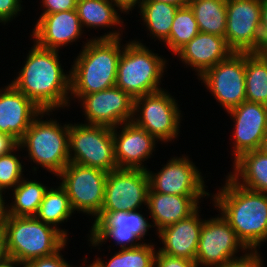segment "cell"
Segmentation results:
<instances>
[{
    "mask_svg": "<svg viewBox=\"0 0 267 267\" xmlns=\"http://www.w3.org/2000/svg\"><path fill=\"white\" fill-rule=\"evenodd\" d=\"M59 58L58 50L44 49L34 42L18 76L11 81L43 111L70 106V70L65 74Z\"/></svg>",
    "mask_w": 267,
    "mask_h": 267,
    "instance_id": "1",
    "label": "cell"
},
{
    "mask_svg": "<svg viewBox=\"0 0 267 267\" xmlns=\"http://www.w3.org/2000/svg\"><path fill=\"white\" fill-rule=\"evenodd\" d=\"M225 178L226 183L211 196L213 206L249 250H258L267 241V193L243 188L228 175Z\"/></svg>",
    "mask_w": 267,
    "mask_h": 267,
    "instance_id": "2",
    "label": "cell"
},
{
    "mask_svg": "<svg viewBox=\"0 0 267 267\" xmlns=\"http://www.w3.org/2000/svg\"><path fill=\"white\" fill-rule=\"evenodd\" d=\"M86 41L70 68V101L116 85L122 39Z\"/></svg>",
    "mask_w": 267,
    "mask_h": 267,
    "instance_id": "3",
    "label": "cell"
},
{
    "mask_svg": "<svg viewBox=\"0 0 267 267\" xmlns=\"http://www.w3.org/2000/svg\"><path fill=\"white\" fill-rule=\"evenodd\" d=\"M0 228L4 232L9 257L22 264L52 255L68 241L59 230L35 216L1 215Z\"/></svg>",
    "mask_w": 267,
    "mask_h": 267,
    "instance_id": "4",
    "label": "cell"
},
{
    "mask_svg": "<svg viewBox=\"0 0 267 267\" xmlns=\"http://www.w3.org/2000/svg\"><path fill=\"white\" fill-rule=\"evenodd\" d=\"M158 55L137 39L129 41L118 62L116 86L134 99L162 90L160 84L168 60Z\"/></svg>",
    "mask_w": 267,
    "mask_h": 267,
    "instance_id": "5",
    "label": "cell"
},
{
    "mask_svg": "<svg viewBox=\"0 0 267 267\" xmlns=\"http://www.w3.org/2000/svg\"><path fill=\"white\" fill-rule=\"evenodd\" d=\"M51 111L42 113L31 123L20 140V149H26L30 162L36 163L57 176L70 162L69 124H59L57 120L43 117Z\"/></svg>",
    "mask_w": 267,
    "mask_h": 267,
    "instance_id": "6",
    "label": "cell"
},
{
    "mask_svg": "<svg viewBox=\"0 0 267 267\" xmlns=\"http://www.w3.org/2000/svg\"><path fill=\"white\" fill-rule=\"evenodd\" d=\"M70 162L110 172L117 169L112 128L86 123L69 124Z\"/></svg>",
    "mask_w": 267,
    "mask_h": 267,
    "instance_id": "7",
    "label": "cell"
},
{
    "mask_svg": "<svg viewBox=\"0 0 267 267\" xmlns=\"http://www.w3.org/2000/svg\"><path fill=\"white\" fill-rule=\"evenodd\" d=\"M166 89L134 99L132 121L163 143L178 139L181 110Z\"/></svg>",
    "mask_w": 267,
    "mask_h": 267,
    "instance_id": "8",
    "label": "cell"
},
{
    "mask_svg": "<svg viewBox=\"0 0 267 267\" xmlns=\"http://www.w3.org/2000/svg\"><path fill=\"white\" fill-rule=\"evenodd\" d=\"M108 172L73 162L57 175L66 190L74 212L86 213L96 218L103 206L105 182Z\"/></svg>",
    "mask_w": 267,
    "mask_h": 267,
    "instance_id": "9",
    "label": "cell"
},
{
    "mask_svg": "<svg viewBox=\"0 0 267 267\" xmlns=\"http://www.w3.org/2000/svg\"><path fill=\"white\" fill-rule=\"evenodd\" d=\"M151 224L139 209L100 212L91 226L88 241L91 246L100 247L102 243L108 242V239H113L116 246H120L121 249L135 248L145 243L141 240L147 236Z\"/></svg>",
    "mask_w": 267,
    "mask_h": 267,
    "instance_id": "10",
    "label": "cell"
},
{
    "mask_svg": "<svg viewBox=\"0 0 267 267\" xmlns=\"http://www.w3.org/2000/svg\"><path fill=\"white\" fill-rule=\"evenodd\" d=\"M240 250L249 251L222 215L204 219L196 252L198 267H222L239 258Z\"/></svg>",
    "mask_w": 267,
    "mask_h": 267,
    "instance_id": "11",
    "label": "cell"
},
{
    "mask_svg": "<svg viewBox=\"0 0 267 267\" xmlns=\"http://www.w3.org/2000/svg\"><path fill=\"white\" fill-rule=\"evenodd\" d=\"M150 181L147 170L117 168L107 174L101 212L134 211L146 205Z\"/></svg>",
    "mask_w": 267,
    "mask_h": 267,
    "instance_id": "12",
    "label": "cell"
},
{
    "mask_svg": "<svg viewBox=\"0 0 267 267\" xmlns=\"http://www.w3.org/2000/svg\"><path fill=\"white\" fill-rule=\"evenodd\" d=\"M198 79L226 112L239 106L246 101L245 53L232 52Z\"/></svg>",
    "mask_w": 267,
    "mask_h": 267,
    "instance_id": "13",
    "label": "cell"
},
{
    "mask_svg": "<svg viewBox=\"0 0 267 267\" xmlns=\"http://www.w3.org/2000/svg\"><path fill=\"white\" fill-rule=\"evenodd\" d=\"M262 0H227L225 41L236 53L260 52Z\"/></svg>",
    "mask_w": 267,
    "mask_h": 267,
    "instance_id": "14",
    "label": "cell"
},
{
    "mask_svg": "<svg viewBox=\"0 0 267 267\" xmlns=\"http://www.w3.org/2000/svg\"><path fill=\"white\" fill-rule=\"evenodd\" d=\"M86 124L116 127L133 119L134 98L116 85L79 100Z\"/></svg>",
    "mask_w": 267,
    "mask_h": 267,
    "instance_id": "15",
    "label": "cell"
},
{
    "mask_svg": "<svg viewBox=\"0 0 267 267\" xmlns=\"http://www.w3.org/2000/svg\"><path fill=\"white\" fill-rule=\"evenodd\" d=\"M170 159L157 173L147 169L150 188L154 192L173 195H210L205 189L206 184L201 171L189 156L182 155Z\"/></svg>",
    "mask_w": 267,
    "mask_h": 267,
    "instance_id": "16",
    "label": "cell"
},
{
    "mask_svg": "<svg viewBox=\"0 0 267 267\" xmlns=\"http://www.w3.org/2000/svg\"><path fill=\"white\" fill-rule=\"evenodd\" d=\"M227 112L235 123L231 137L234 160L245 152L260 149L267 135V105L245 101Z\"/></svg>",
    "mask_w": 267,
    "mask_h": 267,
    "instance_id": "17",
    "label": "cell"
},
{
    "mask_svg": "<svg viewBox=\"0 0 267 267\" xmlns=\"http://www.w3.org/2000/svg\"><path fill=\"white\" fill-rule=\"evenodd\" d=\"M112 133L117 167L147 170L143 162L152 157L157 140L133 121L113 127Z\"/></svg>",
    "mask_w": 267,
    "mask_h": 267,
    "instance_id": "18",
    "label": "cell"
},
{
    "mask_svg": "<svg viewBox=\"0 0 267 267\" xmlns=\"http://www.w3.org/2000/svg\"><path fill=\"white\" fill-rule=\"evenodd\" d=\"M33 28V42L41 48L58 51L79 40L84 32L76 9L41 14Z\"/></svg>",
    "mask_w": 267,
    "mask_h": 267,
    "instance_id": "19",
    "label": "cell"
},
{
    "mask_svg": "<svg viewBox=\"0 0 267 267\" xmlns=\"http://www.w3.org/2000/svg\"><path fill=\"white\" fill-rule=\"evenodd\" d=\"M4 87L0 89V132L20 142L43 110L11 83Z\"/></svg>",
    "mask_w": 267,
    "mask_h": 267,
    "instance_id": "20",
    "label": "cell"
},
{
    "mask_svg": "<svg viewBox=\"0 0 267 267\" xmlns=\"http://www.w3.org/2000/svg\"><path fill=\"white\" fill-rule=\"evenodd\" d=\"M199 208L187 218L169 225L156 235L162 244L158 251L170 256L196 260V252L200 239V232L203 225Z\"/></svg>",
    "mask_w": 267,
    "mask_h": 267,
    "instance_id": "21",
    "label": "cell"
},
{
    "mask_svg": "<svg viewBox=\"0 0 267 267\" xmlns=\"http://www.w3.org/2000/svg\"><path fill=\"white\" fill-rule=\"evenodd\" d=\"M211 195H173L154 192L151 188L148 192L147 207L149 217L152 219V228L156 231L175 224L193 214L200 208V200ZM202 198V199H201ZM199 205V206H198Z\"/></svg>",
    "mask_w": 267,
    "mask_h": 267,
    "instance_id": "22",
    "label": "cell"
},
{
    "mask_svg": "<svg viewBox=\"0 0 267 267\" xmlns=\"http://www.w3.org/2000/svg\"><path fill=\"white\" fill-rule=\"evenodd\" d=\"M232 51L228 48L224 37L199 32L189 43L180 49L176 55L192 67L200 77L206 70L225 60Z\"/></svg>",
    "mask_w": 267,
    "mask_h": 267,
    "instance_id": "23",
    "label": "cell"
},
{
    "mask_svg": "<svg viewBox=\"0 0 267 267\" xmlns=\"http://www.w3.org/2000/svg\"><path fill=\"white\" fill-rule=\"evenodd\" d=\"M110 0H78L76 12L80 19L81 26L86 28L96 29L101 27L112 28V31L104 33L96 39H117L122 37L123 19L117 13L119 9ZM111 26V27H110ZM120 27L118 30H113V27ZM122 26V27H121ZM120 29V30H119ZM121 31V33H120Z\"/></svg>",
    "mask_w": 267,
    "mask_h": 267,
    "instance_id": "24",
    "label": "cell"
},
{
    "mask_svg": "<svg viewBox=\"0 0 267 267\" xmlns=\"http://www.w3.org/2000/svg\"><path fill=\"white\" fill-rule=\"evenodd\" d=\"M228 176L251 191L267 193V155L259 149L241 154Z\"/></svg>",
    "mask_w": 267,
    "mask_h": 267,
    "instance_id": "25",
    "label": "cell"
},
{
    "mask_svg": "<svg viewBox=\"0 0 267 267\" xmlns=\"http://www.w3.org/2000/svg\"><path fill=\"white\" fill-rule=\"evenodd\" d=\"M49 186L41 181L29 180L25 177L13 188L12 202L6 204L1 215L15 217L35 216ZM14 200V201H13Z\"/></svg>",
    "mask_w": 267,
    "mask_h": 267,
    "instance_id": "26",
    "label": "cell"
},
{
    "mask_svg": "<svg viewBox=\"0 0 267 267\" xmlns=\"http://www.w3.org/2000/svg\"><path fill=\"white\" fill-rule=\"evenodd\" d=\"M54 187H49L45 192L35 217L53 226L68 239V230L60 228L59 225L64 223L65 220L67 222L75 212L72 209L66 190L60 184Z\"/></svg>",
    "mask_w": 267,
    "mask_h": 267,
    "instance_id": "27",
    "label": "cell"
},
{
    "mask_svg": "<svg viewBox=\"0 0 267 267\" xmlns=\"http://www.w3.org/2000/svg\"><path fill=\"white\" fill-rule=\"evenodd\" d=\"M199 32L225 37L227 0H189Z\"/></svg>",
    "mask_w": 267,
    "mask_h": 267,
    "instance_id": "28",
    "label": "cell"
},
{
    "mask_svg": "<svg viewBox=\"0 0 267 267\" xmlns=\"http://www.w3.org/2000/svg\"><path fill=\"white\" fill-rule=\"evenodd\" d=\"M178 6L160 1H142L138 11L152 39L165 42L169 38Z\"/></svg>",
    "mask_w": 267,
    "mask_h": 267,
    "instance_id": "29",
    "label": "cell"
},
{
    "mask_svg": "<svg viewBox=\"0 0 267 267\" xmlns=\"http://www.w3.org/2000/svg\"><path fill=\"white\" fill-rule=\"evenodd\" d=\"M246 101L267 105V55L245 53Z\"/></svg>",
    "mask_w": 267,
    "mask_h": 267,
    "instance_id": "30",
    "label": "cell"
},
{
    "mask_svg": "<svg viewBox=\"0 0 267 267\" xmlns=\"http://www.w3.org/2000/svg\"><path fill=\"white\" fill-rule=\"evenodd\" d=\"M156 250L153 243H143L135 248L115 252L108 262L97 257L88 267H154Z\"/></svg>",
    "mask_w": 267,
    "mask_h": 267,
    "instance_id": "31",
    "label": "cell"
},
{
    "mask_svg": "<svg viewBox=\"0 0 267 267\" xmlns=\"http://www.w3.org/2000/svg\"><path fill=\"white\" fill-rule=\"evenodd\" d=\"M199 33L197 21L189 5L179 7L170 30L169 38L164 42L176 54Z\"/></svg>",
    "mask_w": 267,
    "mask_h": 267,
    "instance_id": "32",
    "label": "cell"
},
{
    "mask_svg": "<svg viewBox=\"0 0 267 267\" xmlns=\"http://www.w3.org/2000/svg\"><path fill=\"white\" fill-rule=\"evenodd\" d=\"M20 146L10 153L0 156V184L7 191L13 189L24 177L22 160L20 155H16Z\"/></svg>",
    "mask_w": 267,
    "mask_h": 267,
    "instance_id": "33",
    "label": "cell"
},
{
    "mask_svg": "<svg viewBox=\"0 0 267 267\" xmlns=\"http://www.w3.org/2000/svg\"><path fill=\"white\" fill-rule=\"evenodd\" d=\"M67 244L68 243H66L59 251L52 255L44 256L24 263L23 267H73L63 258L64 255H62L60 252L63 251Z\"/></svg>",
    "mask_w": 267,
    "mask_h": 267,
    "instance_id": "34",
    "label": "cell"
},
{
    "mask_svg": "<svg viewBox=\"0 0 267 267\" xmlns=\"http://www.w3.org/2000/svg\"><path fill=\"white\" fill-rule=\"evenodd\" d=\"M154 267H198L194 260L179 258L161 253L157 250Z\"/></svg>",
    "mask_w": 267,
    "mask_h": 267,
    "instance_id": "35",
    "label": "cell"
},
{
    "mask_svg": "<svg viewBox=\"0 0 267 267\" xmlns=\"http://www.w3.org/2000/svg\"><path fill=\"white\" fill-rule=\"evenodd\" d=\"M259 250H250L239 258L233 259L222 267H264Z\"/></svg>",
    "mask_w": 267,
    "mask_h": 267,
    "instance_id": "36",
    "label": "cell"
},
{
    "mask_svg": "<svg viewBox=\"0 0 267 267\" xmlns=\"http://www.w3.org/2000/svg\"><path fill=\"white\" fill-rule=\"evenodd\" d=\"M22 0H0V23L11 22L22 11Z\"/></svg>",
    "mask_w": 267,
    "mask_h": 267,
    "instance_id": "37",
    "label": "cell"
},
{
    "mask_svg": "<svg viewBox=\"0 0 267 267\" xmlns=\"http://www.w3.org/2000/svg\"><path fill=\"white\" fill-rule=\"evenodd\" d=\"M78 0H42L43 13L52 14L76 9Z\"/></svg>",
    "mask_w": 267,
    "mask_h": 267,
    "instance_id": "38",
    "label": "cell"
},
{
    "mask_svg": "<svg viewBox=\"0 0 267 267\" xmlns=\"http://www.w3.org/2000/svg\"><path fill=\"white\" fill-rule=\"evenodd\" d=\"M267 49V0H262L260 24V52Z\"/></svg>",
    "mask_w": 267,
    "mask_h": 267,
    "instance_id": "39",
    "label": "cell"
},
{
    "mask_svg": "<svg viewBox=\"0 0 267 267\" xmlns=\"http://www.w3.org/2000/svg\"><path fill=\"white\" fill-rule=\"evenodd\" d=\"M18 146L19 142L13 136L0 132V156L10 153Z\"/></svg>",
    "mask_w": 267,
    "mask_h": 267,
    "instance_id": "40",
    "label": "cell"
},
{
    "mask_svg": "<svg viewBox=\"0 0 267 267\" xmlns=\"http://www.w3.org/2000/svg\"><path fill=\"white\" fill-rule=\"evenodd\" d=\"M120 11L126 12L129 14V11H132L137 6L139 8L140 4L142 3V0H110Z\"/></svg>",
    "mask_w": 267,
    "mask_h": 267,
    "instance_id": "41",
    "label": "cell"
},
{
    "mask_svg": "<svg viewBox=\"0 0 267 267\" xmlns=\"http://www.w3.org/2000/svg\"><path fill=\"white\" fill-rule=\"evenodd\" d=\"M8 258L9 255L6 247V239L3 230L0 228V264H2Z\"/></svg>",
    "mask_w": 267,
    "mask_h": 267,
    "instance_id": "42",
    "label": "cell"
},
{
    "mask_svg": "<svg viewBox=\"0 0 267 267\" xmlns=\"http://www.w3.org/2000/svg\"><path fill=\"white\" fill-rule=\"evenodd\" d=\"M0 267H23V264L18 260L9 257L2 264H0Z\"/></svg>",
    "mask_w": 267,
    "mask_h": 267,
    "instance_id": "43",
    "label": "cell"
},
{
    "mask_svg": "<svg viewBox=\"0 0 267 267\" xmlns=\"http://www.w3.org/2000/svg\"><path fill=\"white\" fill-rule=\"evenodd\" d=\"M142 1H160V2L173 4L178 7L186 6L189 3V0H142Z\"/></svg>",
    "mask_w": 267,
    "mask_h": 267,
    "instance_id": "44",
    "label": "cell"
},
{
    "mask_svg": "<svg viewBox=\"0 0 267 267\" xmlns=\"http://www.w3.org/2000/svg\"><path fill=\"white\" fill-rule=\"evenodd\" d=\"M5 189L3 188V186L0 184V210L3 211L5 208V201L6 199L4 198L3 194L5 193ZM4 192V193H3ZM5 199V200H4Z\"/></svg>",
    "mask_w": 267,
    "mask_h": 267,
    "instance_id": "45",
    "label": "cell"
},
{
    "mask_svg": "<svg viewBox=\"0 0 267 267\" xmlns=\"http://www.w3.org/2000/svg\"><path fill=\"white\" fill-rule=\"evenodd\" d=\"M261 152H263L265 155H267V135L266 137L262 140L260 149Z\"/></svg>",
    "mask_w": 267,
    "mask_h": 267,
    "instance_id": "46",
    "label": "cell"
}]
</instances>
